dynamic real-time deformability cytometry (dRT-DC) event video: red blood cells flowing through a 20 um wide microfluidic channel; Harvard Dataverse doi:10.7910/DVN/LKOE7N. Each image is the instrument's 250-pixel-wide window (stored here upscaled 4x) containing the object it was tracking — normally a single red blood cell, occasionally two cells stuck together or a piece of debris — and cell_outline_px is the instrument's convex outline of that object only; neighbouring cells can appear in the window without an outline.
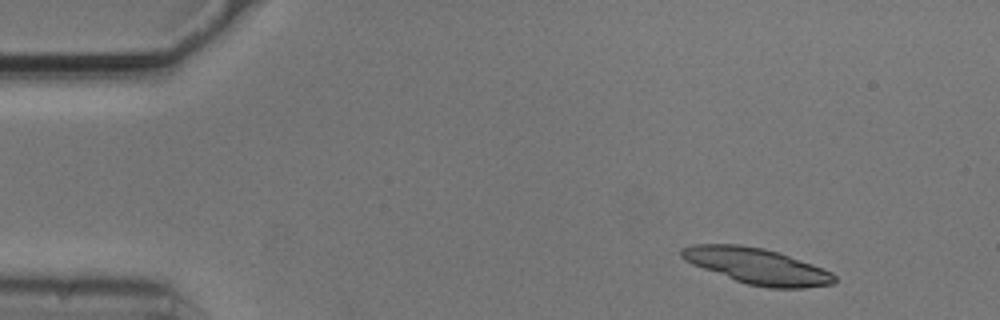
{"species": "common noctule bat (a hibernating species)", "species_latin": "Nyctalus noctula", "temperature_condition": "cold", "stored_images_in_passage": 8, "camera_frame_rate_fps": 3000, "um_per_image_px": 0.085, "animal": {"sex": "male", "body_mass_g": 20.5, "forearm_length_mm": 52.5}, "frame": {"image": 1, "passage_image": 2, "time_ms": 0.333, "image_size_px": [1000, 320], "cell_outline_px": [[836, 280], [832, 284], [804, 288], [768, 288], [748, 284], [736, 280], [692, 264], [684, 260], [680, 256], [680, 248], [692, 244], [740, 244], [764, 248], [780, 252], [812, 264], [832, 272], [836, 276]], "centroid_in_image_um": [64.34, 22.6], "position_along_channel_um": 20.7, "area_um2": 31.96}}
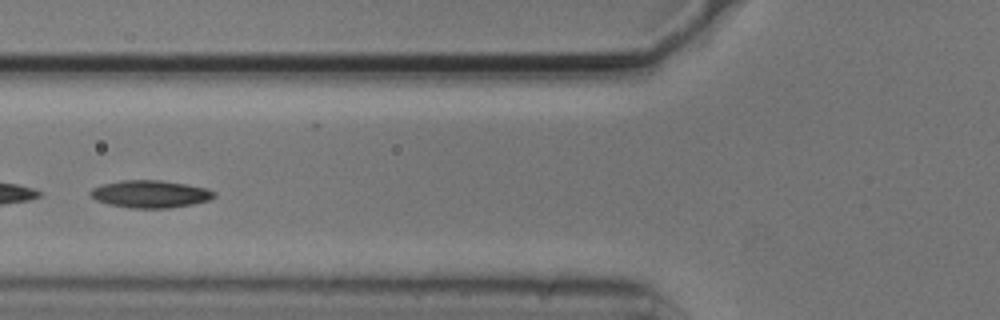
{"frame": {"image": 2, "passage_image": 6, "time_ms": 1.667, "image_size_px": [1000, 320], "cell_outline_px": [[216, 196], [212, 200], [172, 208], [132, 208], [108, 204], [96, 200], [88, 192], [92, 188], [104, 184], [120, 180], [160, 180], [188, 184], [208, 188], [216, 192]], "centroid_in_image_um": [12.83, 16.49], "position_along_channel_um": 113.0, "area_um2": 20.0}}
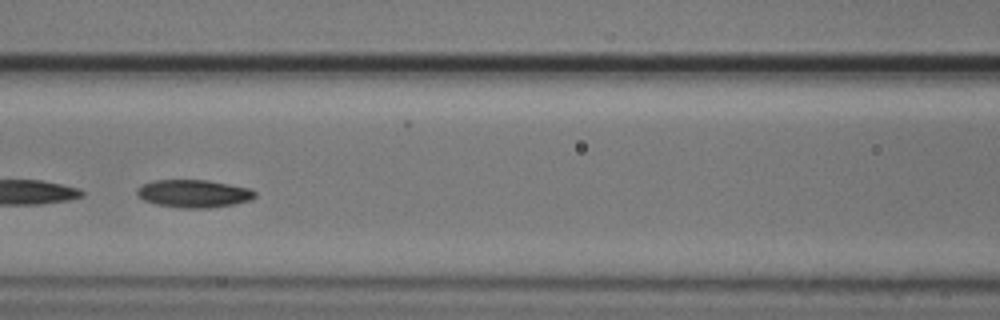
{"frame": {"image": 3, "passage_image": 7, "time_ms": 2.0, "image_size_px": [1000, 320], "cell_outline_px": [[256, 196], [248, 200], [232, 204], [208, 208], [180, 208], [156, 204], [144, 200], [136, 192], [144, 184], [152, 180], [208, 180], [248, 188], [256, 192]], "centroid_in_image_um": [16.46, 16.45], "position_along_channel_um": 150.1, "area_um2": 18.79}}